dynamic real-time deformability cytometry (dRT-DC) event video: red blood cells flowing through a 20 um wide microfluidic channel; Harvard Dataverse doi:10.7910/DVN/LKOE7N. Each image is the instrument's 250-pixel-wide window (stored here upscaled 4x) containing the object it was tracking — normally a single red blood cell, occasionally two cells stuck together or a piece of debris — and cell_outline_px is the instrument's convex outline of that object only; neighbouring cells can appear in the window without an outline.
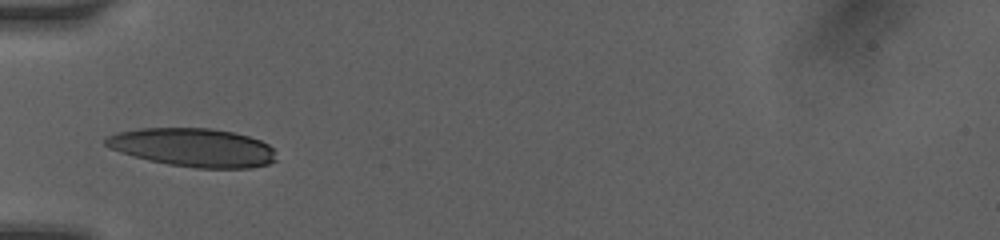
{"species": "human", "species_latin": "Homo sapiens", "temperature_condition": "room temperature", "stored_images_in_passage": 7, "camera_frame_rate_fps": 3000, "um_per_image_px": 0.085, "donor": {"sex": "female"}, "frame": {"image": 1, "passage_image": 1, "time_ms": 0.0, "image_size_px": [1000, 240], "cell_outline_px": [[276, 160], [268, 164], [252, 168], [196, 168], [168, 164], [148, 160], [120, 152], [104, 144], [104, 140], [108, 136], [116, 132], [140, 128], [212, 128], [232, 132], [248, 136], [260, 140], [268, 144], [272, 148]], "centroid_in_image_um": [16.41, 12.53], "position_along_channel_um": 68.6, "area_um2": 38.21}}
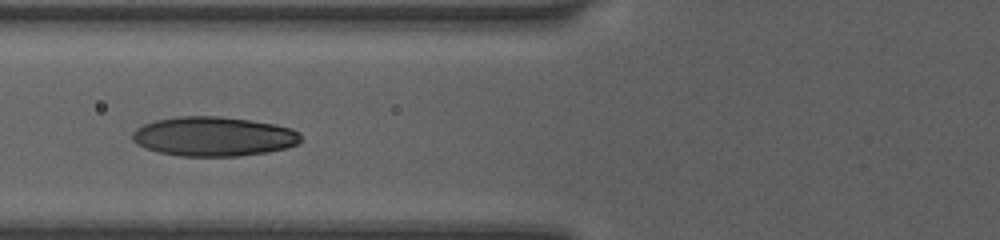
{"frame": {"image": 2, "passage_image": 6, "time_ms": 1.0, "image_size_px": [1000, 240], "cell_outline_px": [[300, 140], [296, 144], [288, 148], [268, 152], [240, 156], [180, 156], [160, 152], [136, 144], [132, 140], [132, 132], [136, 128], [144, 124], [156, 120], [180, 116], [220, 116], [276, 124], [292, 128], [300, 132]], "centroid_in_image_um": [18.17, 11.6], "position_along_channel_um": 107.6, "area_um2": 38.78}}